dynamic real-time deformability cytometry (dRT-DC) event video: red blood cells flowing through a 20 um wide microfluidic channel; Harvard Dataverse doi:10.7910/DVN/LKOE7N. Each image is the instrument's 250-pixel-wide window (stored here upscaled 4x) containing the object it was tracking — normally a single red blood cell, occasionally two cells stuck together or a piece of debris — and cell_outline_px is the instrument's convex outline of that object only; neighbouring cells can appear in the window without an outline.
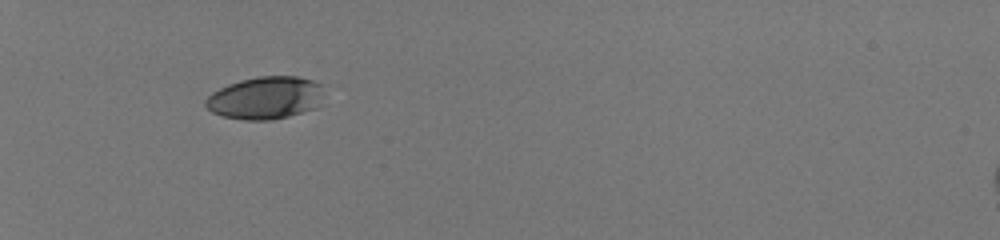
{"species": "human", "species_latin": "Homo sapiens", "temperature_condition": "room temperature", "stored_images_in_passage": 34, "camera_frame_rate_fps": 3000, "um_per_image_px": 0.085, "donor": {"sex": "male"}, "frame": {"image": 1, "passage_image": 1, "time_ms": 0.0, "image_size_px": [1000, 240], "cell_outline_px": [[324, 104], [316, 108], [288, 116], [272, 120], [244, 120], [224, 116], [212, 112], [204, 104], [204, 100], [212, 92], [228, 84], [240, 80], [260, 76], [296, 76], [312, 80], [320, 84]], "centroid_in_image_um": [22.58, 8.32], "position_along_channel_um": 62.4, "area_um2": 29.54}}
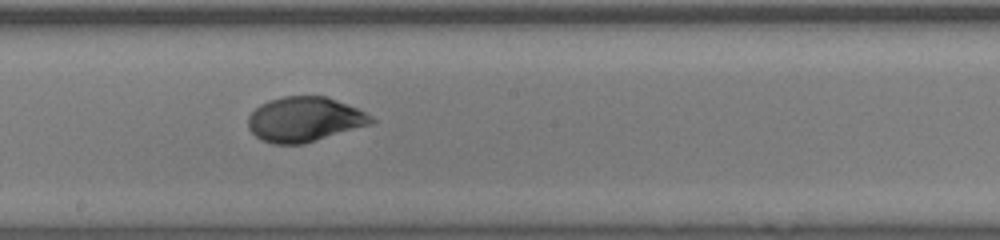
{"frame": {"image": 2, "passage_image": 15, "time_ms": 4.667, "image_size_px": [1000, 240], "cell_outline_px": [[376, 120], [372, 124], [304, 144], [272, 144], [256, 136], [248, 128], [248, 116], [260, 104], [268, 100], [284, 96], [328, 96], [356, 108], [372, 116]], "centroid_in_image_um": [25.89, 10.14], "position_along_channel_um": 222.3, "area_um2": 32.19}}
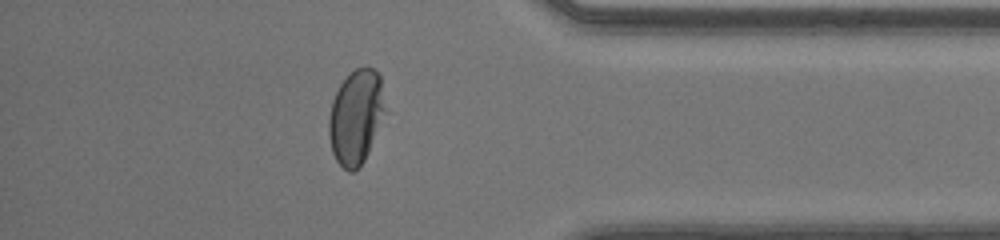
{"frame": {"image": 3, "passage_image": 29, "time_ms": 9.333, "image_size_px": [1000, 240], "cell_outline_px": [[384, 112], [368, 152], [360, 168], [352, 172], [348, 172], [336, 160], [332, 152], [328, 136], [328, 116], [332, 100], [340, 84], [356, 68], [364, 64], [372, 68], [380, 76], [384, 108]], "centroid_in_image_um": [30.21, 9.94], "position_along_channel_um": 405.0, "area_um2": 30.69}, "authors_computed_cell_mechanics": {"area_um2": 31.7322, "velocity_mm_per_s": 4.1149, "shape_relaxation_time_tau1_ms": 7.7906, "shape_relaxation_time_tau2_ms": null, "deformation_change_tau1": 0.2517, "deformation_change_tau2": null}}